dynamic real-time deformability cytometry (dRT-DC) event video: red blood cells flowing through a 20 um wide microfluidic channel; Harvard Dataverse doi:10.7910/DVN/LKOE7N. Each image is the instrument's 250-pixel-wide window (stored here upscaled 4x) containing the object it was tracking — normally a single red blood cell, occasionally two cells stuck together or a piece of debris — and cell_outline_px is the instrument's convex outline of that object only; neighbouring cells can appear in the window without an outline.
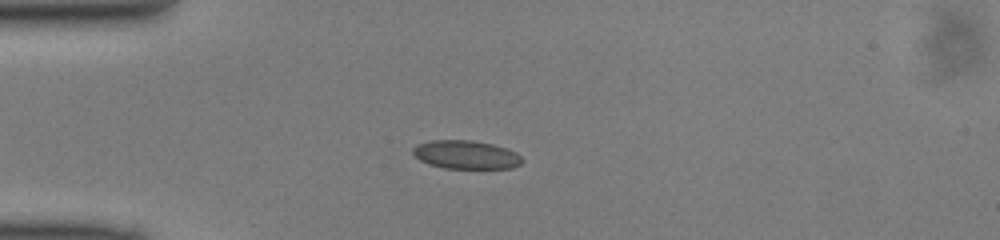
{"species": "common noctule bat (a hibernating species)", "species_latin": "Nyctalus noctula", "temperature_condition": "cold", "stored_images_in_passage": 37, "camera_frame_rate_fps": 3000, "um_per_image_px": 0.085, "animal": {"sex": "male", "body_mass_g": 13.0, "forearm_length_mm": 53.1}, "frame": {"image": 1, "passage_image": 1, "time_ms": 0.0, "image_size_px": [1000, 240], "cell_outline_px": [[524, 160], [520, 164], [512, 168], [444, 168], [428, 164], [420, 160], [412, 152], [412, 148], [416, 144], [432, 140], [472, 140], [492, 144], [508, 148], [516, 152]], "centroid_in_image_um": [39.61, 13.14], "position_along_channel_um": 45.4, "area_um2": 18.21}}
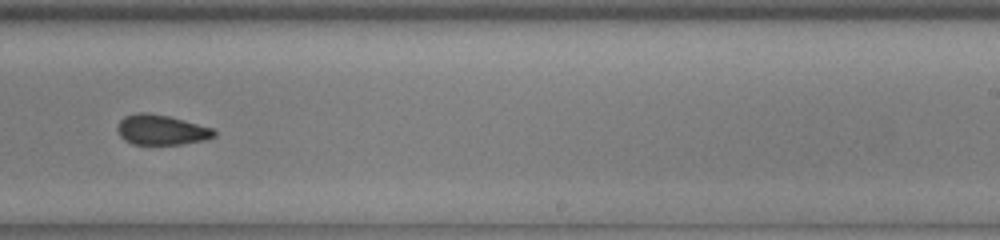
{"frame": {"image": 2, "passage_image": 19, "time_ms": 6.0, "image_size_px": [1000, 240], "cell_outline_px": [[216, 136], [208, 140], [180, 144], [132, 144], [124, 140], [120, 136], [116, 128], [120, 120], [124, 116], [136, 112], [144, 112], [168, 116], [184, 120], [212, 128], [216, 132]], "centroid_in_image_um": [13.7, 11.04], "position_along_channel_um": 275.3, "area_um2": 17.05}}
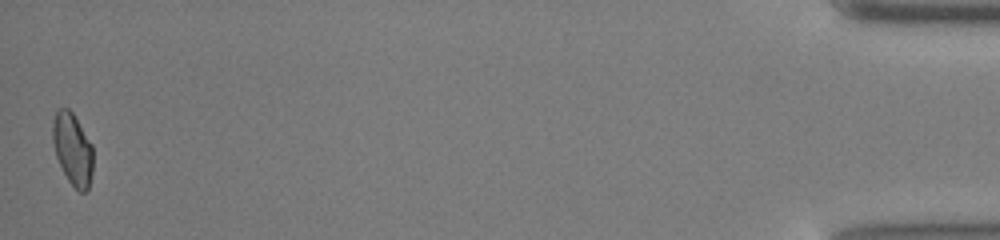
{"frame": {"image": 3, "passage_image": 37, "time_ms": 12.0, "image_size_px": [1000, 240], "cell_outline_px": [[92, 172], [88, 192], [80, 192], [68, 180], [56, 156], [52, 140], [52, 124], [56, 108], [68, 108], [72, 112], [92, 144]], "centroid_in_image_um": [6.16, 12.66], "position_along_channel_um": 429.0, "area_um2": 16.94}}